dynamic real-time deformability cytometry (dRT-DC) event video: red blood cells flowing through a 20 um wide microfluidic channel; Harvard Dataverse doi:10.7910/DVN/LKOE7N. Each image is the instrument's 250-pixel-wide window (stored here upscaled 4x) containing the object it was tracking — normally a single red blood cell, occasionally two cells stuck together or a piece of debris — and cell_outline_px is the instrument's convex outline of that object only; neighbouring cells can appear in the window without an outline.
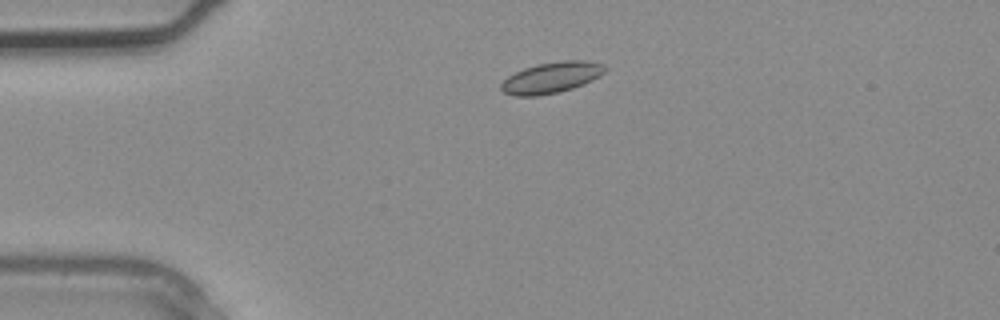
{"species": "common noctule bat (a hibernating species)", "species_latin": "Nyctalus noctula", "temperature_condition": "warm", "stored_images_in_passage": 4, "camera_frame_rate_fps": 3000, "um_per_image_px": 0.085, "animal": {"sex": "male", "body_mass_g": 20.4}, "frame": {"image": 1, "passage_image": 4, "time_ms": 1.0, "image_size_px": [1000, 320], "cell_outline_px": [[608, 68], [600, 76], [584, 84], [560, 92], [536, 96], [516, 96], [504, 92], [500, 88], [500, 84], [508, 76], [524, 68], [536, 64], [560, 60], [584, 60], [604, 64]], "centroid_in_image_um": [46.89, 6.58], "position_along_channel_um": 38.1, "area_um2": 18.9}}